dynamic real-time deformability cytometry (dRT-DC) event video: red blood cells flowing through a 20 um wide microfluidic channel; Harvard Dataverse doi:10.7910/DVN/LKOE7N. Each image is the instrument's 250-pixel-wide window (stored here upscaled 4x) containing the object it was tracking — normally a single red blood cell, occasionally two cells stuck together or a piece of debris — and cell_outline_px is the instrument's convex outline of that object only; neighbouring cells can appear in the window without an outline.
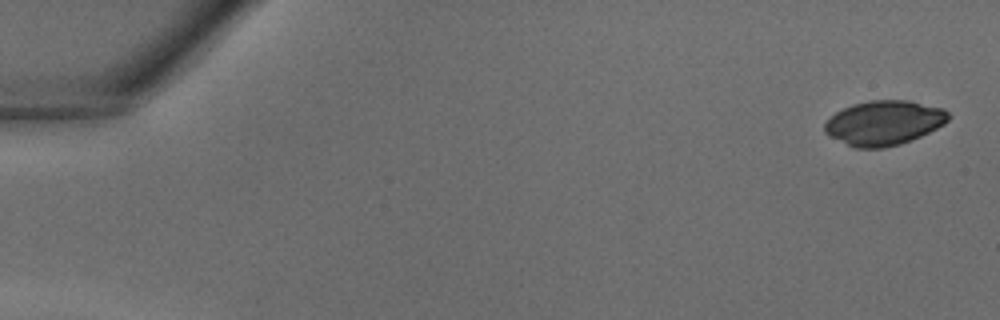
{"species": "common noctule bat (a hibernating species)", "species_latin": "Nyctalus noctula", "temperature_condition": "warm", "stored_images_in_passage": 15, "camera_frame_rate_fps": 3000, "um_per_image_px": 0.085, "animal": {"sex": "male", "body_mass_g": 18.8}, "frame": {"image": 1, "passage_image": 1, "time_ms": 0.0, "image_size_px": [1000, 320], "cell_outline_px": [[952, 116], [944, 124], [912, 140], [900, 144], [884, 148], [856, 148], [828, 136], [824, 132], [824, 124], [836, 112], [852, 104], [868, 100], [908, 100], [944, 108]], "centroid_in_image_um": [75.15, 10.44], "position_along_channel_um": 9.9, "area_um2": 32.25}}